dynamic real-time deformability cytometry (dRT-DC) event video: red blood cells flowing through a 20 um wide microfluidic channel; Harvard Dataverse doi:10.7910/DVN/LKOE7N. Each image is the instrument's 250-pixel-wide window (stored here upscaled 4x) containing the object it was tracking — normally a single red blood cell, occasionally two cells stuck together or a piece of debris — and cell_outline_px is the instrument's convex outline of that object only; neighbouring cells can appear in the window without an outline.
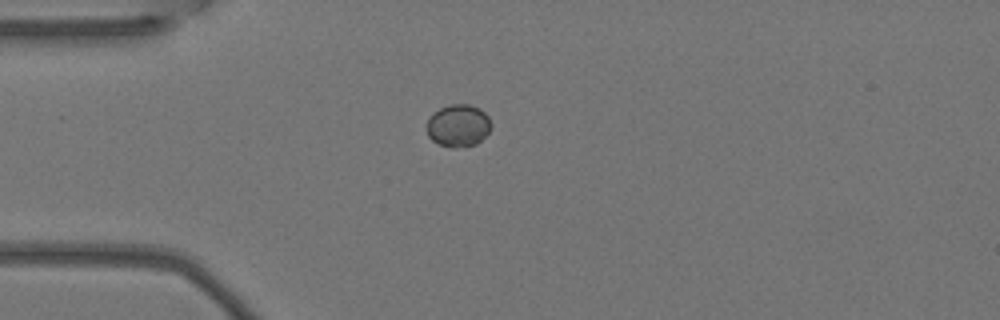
{"species": "Egyptian fruit bat (a non-hibernating species)", "species_latin": "Rousettus aegyptiacus", "temperature_condition": "warm", "stored_images_in_passage": 3, "camera_frame_rate_fps": 3000, "um_per_image_px": 0.085, "animal": {"sex": "female"}, "frame": {"image": 1, "passage_image": 2, "time_ms": 0.333, "image_size_px": [1000, 320], "cell_outline_px": [[492, 124], [488, 132], [476, 144], [464, 148], [452, 148], [440, 144], [432, 140], [428, 136], [424, 128], [432, 112], [440, 108], [452, 104], [468, 104], [480, 108], [488, 116]], "centroid_in_image_um": [38.92, 10.68], "position_along_channel_um": 46.1, "area_um2": 16.18}}
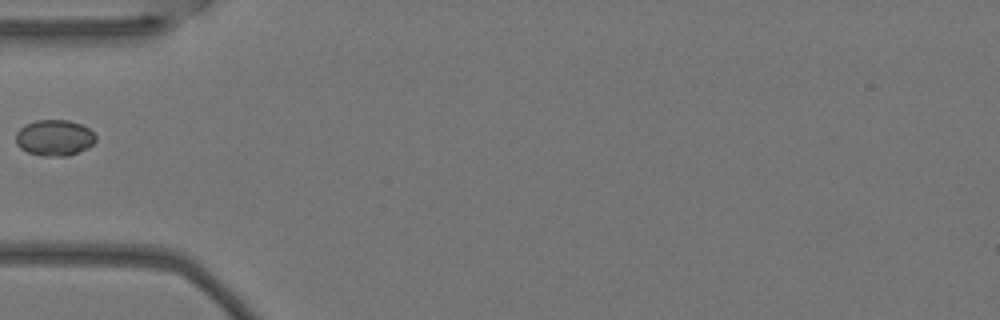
{"frame": {"image": 2, "passage_image": 3, "time_ms": 0.667, "image_size_px": [1000, 320], "cell_outline_px": [[96, 140], [88, 148], [68, 156], [40, 156], [28, 152], [20, 148], [16, 144], [16, 132], [24, 124], [36, 120], [68, 120], [80, 124], [88, 128], [96, 136]], "centroid_in_image_um": [4.61, 11.71], "position_along_channel_um": 80.4, "area_um2": 16.88}}